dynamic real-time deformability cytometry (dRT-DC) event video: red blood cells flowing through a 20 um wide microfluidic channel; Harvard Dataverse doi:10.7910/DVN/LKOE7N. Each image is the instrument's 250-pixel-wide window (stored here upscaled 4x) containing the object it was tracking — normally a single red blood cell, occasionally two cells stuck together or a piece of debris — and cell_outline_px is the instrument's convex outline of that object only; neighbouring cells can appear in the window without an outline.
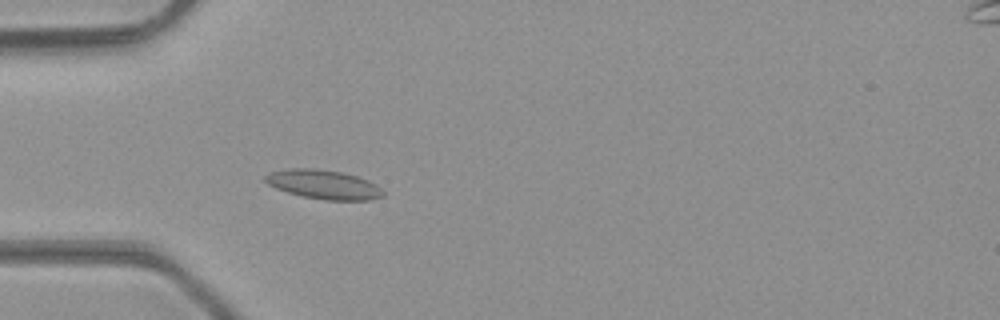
{"species": "common noctule bat (a hibernating species)", "species_latin": "Nyctalus noctula", "temperature_condition": "room temperature", "stored_images_in_passage": 47, "camera_frame_rate_fps": 3000, "um_per_image_px": 0.085, "animal": {"sex": "male", "body_mass_g": 23.1, "forearm_length_mm": 52.7}, "frame": {"image": 1, "passage_image": 14, "time_ms": 4.333, "image_size_px": [1000, 320], "cell_outline_px": [[384, 196], [368, 200], [324, 200], [304, 196], [288, 192], [276, 188], [268, 184], [264, 180], [264, 176], [268, 172], [288, 168], [316, 168], [340, 172], [356, 176], [368, 180], [376, 184], [384, 192]], "centroid_in_image_um": [27.49, 15.67], "position_along_channel_um": 57.5, "area_um2": 20.0}}
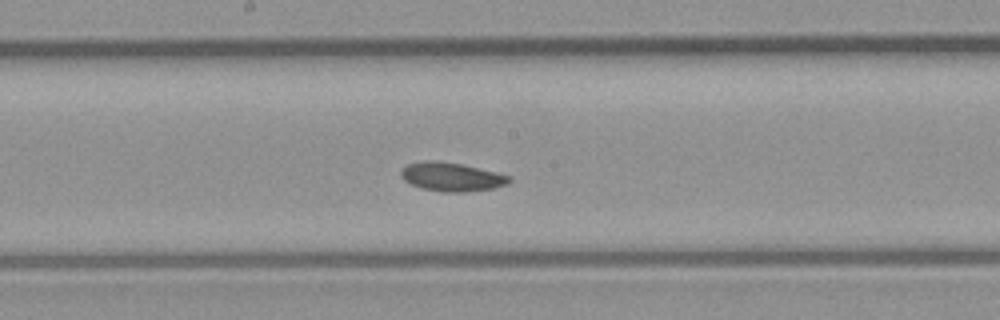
{"frame": {"image": 2, "passage_image": 25, "time_ms": 8.0, "image_size_px": [1000, 320], "cell_outline_px": [[512, 180], [508, 184], [492, 188], [464, 192], [444, 192], [420, 188], [404, 180], [400, 172], [408, 164], [424, 160], [436, 160], [460, 164], [496, 172], [512, 176]], "centroid_in_image_um": [38.4, 15.03], "position_along_channel_um": 209.8, "area_um2": 18.03}}
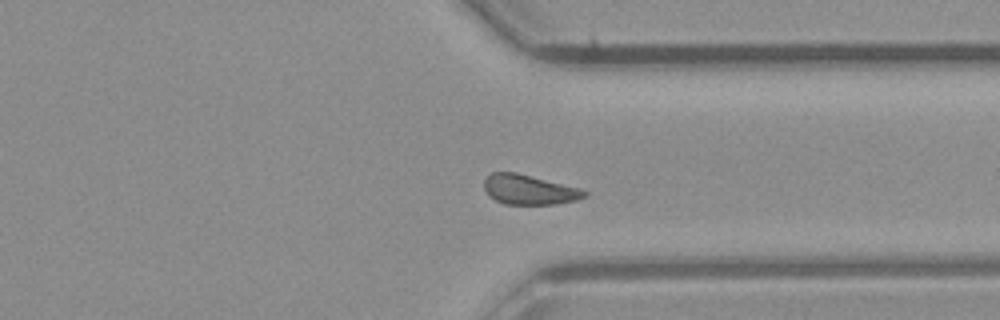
{"frame": {"image": 3, "passage_image": 36, "time_ms": 11.667, "image_size_px": [1000, 320], "cell_outline_px": [[588, 196], [576, 200], [556, 204], [504, 204], [488, 196], [484, 188], [484, 180], [492, 172], [516, 172], [580, 188], [588, 192]], "centroid_in_image_um": [44.98, 16.12], "position_along_channel_um": 366.4, "area_um2": 17.46}, "authors_computed_cell_mechanics": {"area_um2": 17.9758, "velocity_mm_per_s": 4.2797, "shape_relaxation_time_tau1_ms": null, "shape_relaxation_time_tau2_ms": 6.6796, "deformation_change_tau1": null, "deformation_change_tau2": 0.0987}}